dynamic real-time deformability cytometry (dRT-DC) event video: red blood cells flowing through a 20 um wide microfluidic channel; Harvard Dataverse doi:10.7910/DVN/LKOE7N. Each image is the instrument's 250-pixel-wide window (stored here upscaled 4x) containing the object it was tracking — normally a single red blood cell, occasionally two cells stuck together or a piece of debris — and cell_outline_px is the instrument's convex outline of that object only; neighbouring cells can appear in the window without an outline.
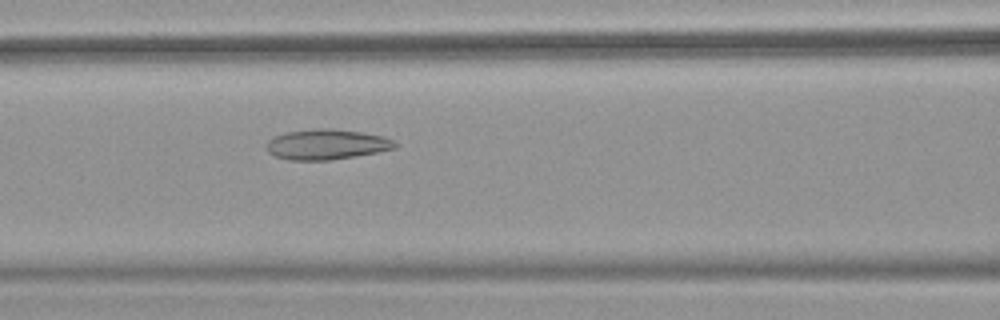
{"species": "common noctule bat (a hibernating species)", "species_latin": "Nyctalus noctula", "temperature_condition": "warm", "stored_images_in_passage": 51, "camera_frame_rate_fps": 3000, "um_per_image_px": 0.085, "animal": {"sex": "female", "body_mass_g": 18.4}, "frame": {"image": 1, "passage_image": 22, "time_ms": 7.0, "image_size_px": [1000, 320], "cell_outline_px": [[396, 148], [376, 152], [332, 160], [288, 160], [276, 156], [268, 152], [264, 148], [264, 144], [272, 136], [288, 132], [316, 128], [332, 128], [360, 132], [384, 136], [392, 140], [396, 144]], "centroid_in_image_um": [27.69, 12.27], "position_along_channel_um": 138.9, "area_um2": 22.77}, "authors_computed_cell_mechanics": {"area_um2": 26.5302, "velocity_mm_per_s": 3.9688, "shape_relaxation_time_tau1_ms": null, "shape_relaxation_time_tau2_ms": 2.4375, "deformation_change_tau1": null, "deformation_change_tau2": 0.093}}